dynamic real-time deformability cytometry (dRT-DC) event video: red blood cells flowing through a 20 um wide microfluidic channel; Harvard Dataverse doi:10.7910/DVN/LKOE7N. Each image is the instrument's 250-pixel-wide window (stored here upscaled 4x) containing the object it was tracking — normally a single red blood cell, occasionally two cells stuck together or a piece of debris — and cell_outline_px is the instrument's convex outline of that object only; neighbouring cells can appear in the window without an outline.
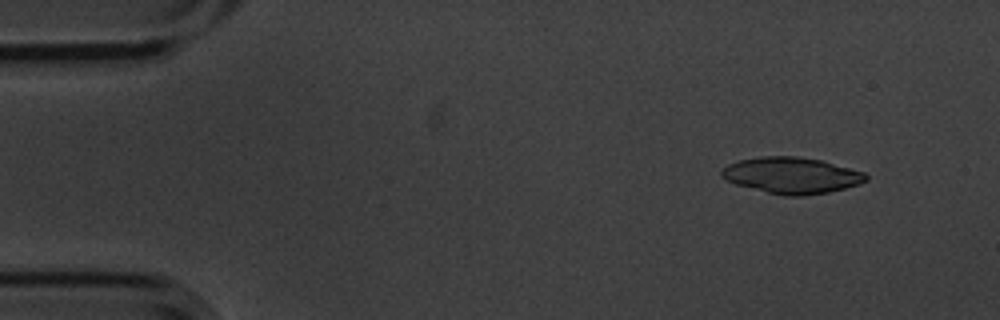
{"species": "common noctule bat (a hibernating species)", "species_latin": "Nyctalus noctula", "temperature_condition": "cold", "stored_images_in_passage": 6, "camera_frame_rate_fps": 3000, "um_per_image_px": 0.085, "animal": {"sex": "male", "body_mass_g": 20.1, "forearm_length_mm": 53.5}, "frame": {"image": 1, "passage_image": 2, "time_ms": 0.333, "image_size_px": [1000, 320], "cell_outline_px": [[868, 180], [860, 184], [828, 192], [804, 196], [784, 196], [736, 184], [720, 176], [720, 172], [728, 164], [740, 160], [760, 156], [796, 156], [820, 160], [864, 172], [868, 176]], "centroid_in_image_um": [67.3, 14.91], "position_along_channel_um": 17.7, "area_um2": 30.29}}